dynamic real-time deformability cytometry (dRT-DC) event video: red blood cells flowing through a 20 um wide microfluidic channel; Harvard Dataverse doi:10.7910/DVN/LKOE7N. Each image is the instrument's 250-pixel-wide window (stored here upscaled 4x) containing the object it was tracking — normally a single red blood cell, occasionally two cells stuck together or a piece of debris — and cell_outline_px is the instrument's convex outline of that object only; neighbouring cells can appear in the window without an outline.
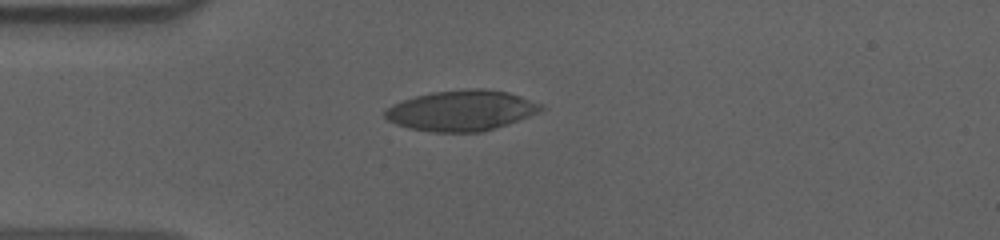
{"species": "human", "species_latin": "Homo sapiens", "temperature_condition": "cold", "stored_images_in_passage": 42, "camera_frame_rate_fps": 3000, "um_per_image_px": 0.085, "donor": {"sex": "male"}, "frame": {"image": 1, "passage_image": 1, "time_ms": 0.0, "image_size_px": [1000, 240], "cell_outline_px": [[544, 108], [540, 112], [480, 132], [432, 132], [408, 128], [396, 124], [388, 120], [384, 116], [384, 112], [392, 104], [416, 96], [432, 92], [468, 88], [484, 88], [508, 92], [544, 104]], "centroid_in_image_um": [39.21, 9.38], "position_along_channel_um": 45.8, "area_um2": 36.65}}
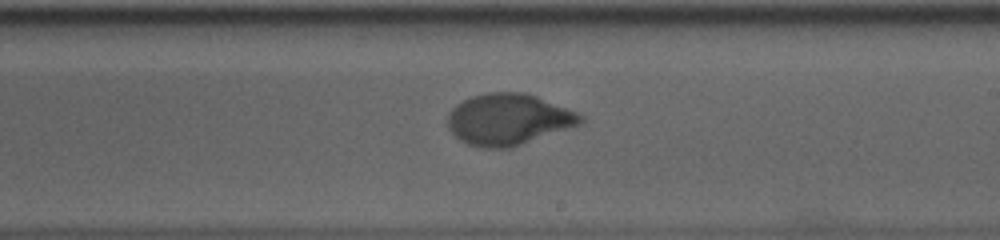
{"frame": {"image": 2, "passage_image": 19, "time_ms": 6.0, "image_size_px": [1000, 240], "cell_outline_px": [[584, 120], [580, 124], [512, 148], [484, 148], [468, 144], [460, 140], [448, 128], [448, 112], [456, 104], [472, 96], [488, 92], [524, 92], [536, 96], [576, 112], [584, 116]], "centroid_in_image_um": [43.2, 10.15], "position_along_channel_um": 245.8, "area_um2": 39.59}}
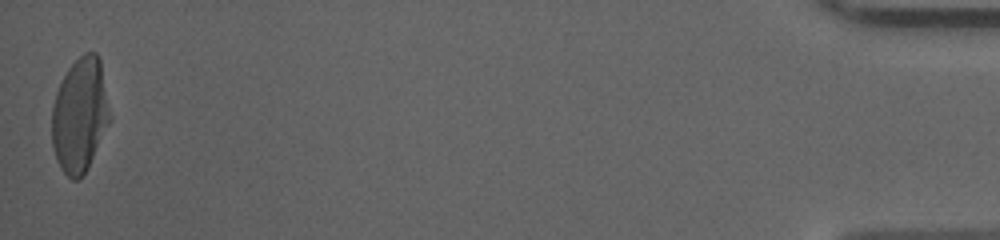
{"frame": {"image": 3, "passage_image": 42, "time_ms": 13.667, "image_size_px": [1000, 240], "cell_outline_px": [[112, 120], [88, 168], [80, 180], [72, 180], [60, 168], [56, 160], [52, 144], [52, 108], [56, 92], [68, 68], [84, 52], [96, 52], [100, 60], [112, 116]], "centroid_in_image_um": [6.82, 9.82], "position_along_channel_um": 428.4, "area_um2": 39.13}, "authors_computed_cell_mechanics": {"area_um2": 38.5815, "velocity_mm_per_s": 3.619, "shape_relaxation_time_tau1_ms": 4.3374, "shape_relaxation_time_tau2_ms": null, "deformation_change_tau1": 0.2095, "deformation_change_tau2": null}}